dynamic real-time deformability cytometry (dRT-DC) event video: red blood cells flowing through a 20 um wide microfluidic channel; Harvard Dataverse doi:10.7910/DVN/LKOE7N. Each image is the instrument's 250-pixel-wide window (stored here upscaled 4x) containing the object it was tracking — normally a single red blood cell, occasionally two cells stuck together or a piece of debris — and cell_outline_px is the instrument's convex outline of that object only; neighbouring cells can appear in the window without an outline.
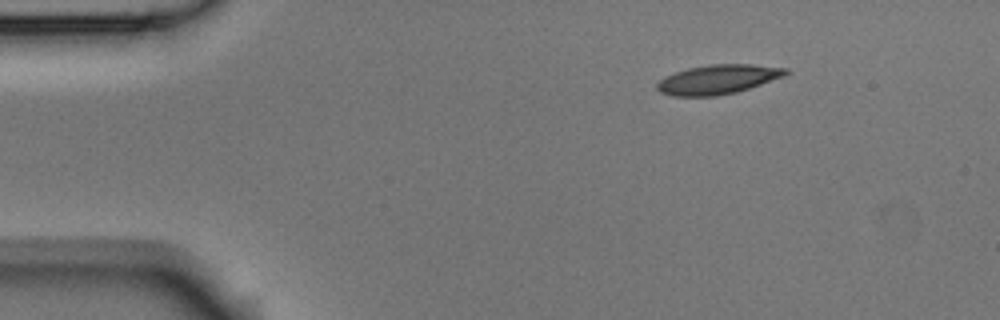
{"species": "Egyptian fruit bat (a non-hibernating species)", "species_latin": "Rousettus aegyptiacus", "temperature_condition": "room temperature", "stored_images_in_passage": 4, "segment_of_instrument_passage": [2, 2], "camera_frame_rate_fps": 3000, "um_per_image_px": 0.085, "animal": {"sex": "male"}, "frame": {"image": 1, "passage_image": 4, "time_ms": 1.0, "image_size_px": [1000, 320], "cell_outline_px": [[792, 72], [784, 76], [736, 92], [716, 96], [672, 96], [660, 92], [656, 88], [656, 84], [664, 76], [688, 68], [708, 64], [752, 64], [788, 68]], "centroid_in_image_um": [61.02, 6.74], "position_along_channel_um": 24.0, "area_um2": 22.08}}